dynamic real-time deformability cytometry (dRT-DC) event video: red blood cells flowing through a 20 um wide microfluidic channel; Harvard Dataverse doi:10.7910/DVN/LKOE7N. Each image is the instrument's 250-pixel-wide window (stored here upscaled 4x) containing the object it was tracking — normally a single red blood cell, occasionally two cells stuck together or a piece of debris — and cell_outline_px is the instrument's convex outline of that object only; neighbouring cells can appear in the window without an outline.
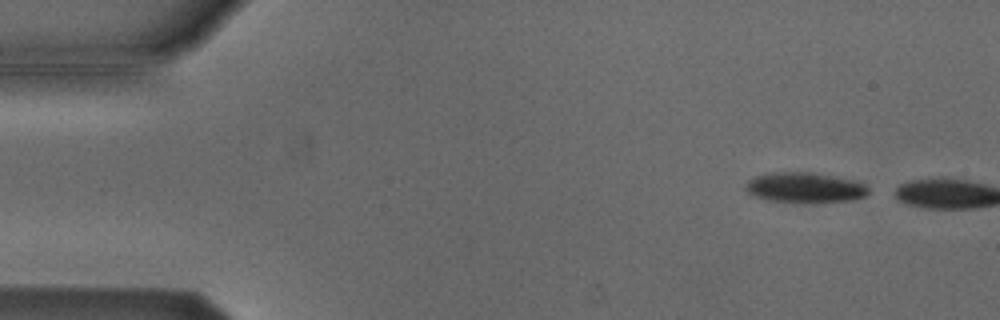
{"species": "Egyptian fruit bat (a non-hibernating species)", "species_latin": "Rousettus aegyptiacus", "temperature_condition": "cold", "stored_images_in_passage": 3, "camera_frame_rate_fps": 3000, "um_per_image_px": 0.085, "animal": {"sex": "male"}, "frame": {"image": 1, "passage_image": 1, "time_ms": 0.0, "image_size_px": [1000, 320], "cell_outline_px": [[868, 192], [864, 196], [852, 200], [768, 200], [756, 196], [748, 192], [744, 188], [748, 180], [756, 176], [772, 172], [812, 172], [856, 180], [864, 184], [868, 188]], "centroid_in_image_um": [68.4, 15.89], "position_along_channel_um": 16.6, "area_um2": 20.75}}